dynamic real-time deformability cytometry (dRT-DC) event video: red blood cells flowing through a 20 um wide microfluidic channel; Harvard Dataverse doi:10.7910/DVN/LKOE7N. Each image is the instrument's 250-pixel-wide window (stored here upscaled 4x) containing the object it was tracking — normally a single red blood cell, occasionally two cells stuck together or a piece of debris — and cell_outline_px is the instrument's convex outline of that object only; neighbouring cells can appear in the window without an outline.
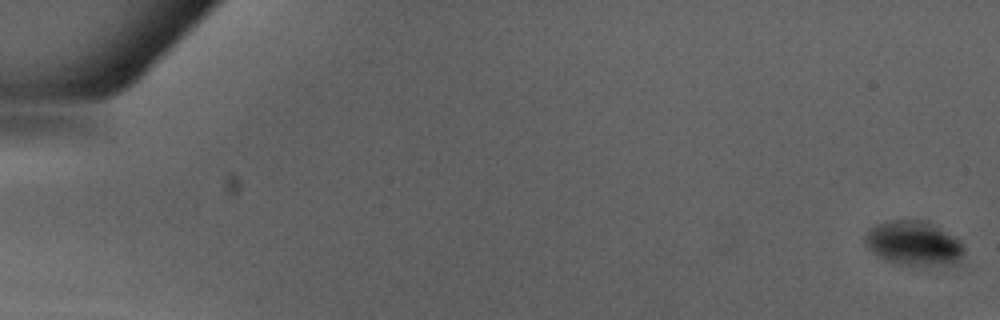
{"species": "Egyptian fruit bat (a non-hibernating species)", "species_latin": "Rousettus aegyptiacus", "temperature_condition": "warm", "stored_images_in_passage": 17, "camera_frame_rate_fps": 3000, "um_per_image_px": 0.085, "animal": {"sex": "male"}, "frame": {"image": 1, "passage_image": 1, "time_ms": 0.0, "image_size_px": [1000, 320], "cell_outline_px": [[964, 252], [952, 264], [900, 264], [888, 260], [880, 256], [868, 248], [864, 244], [864, 236], [868, 228], [876, 224], [888, 220], [928, 220], [956, 236], [964, 244]], "centroid_in_image_um": [77.65, 20.62], "position_along_channel_um": 7.3, "area_um2": 25.55}}
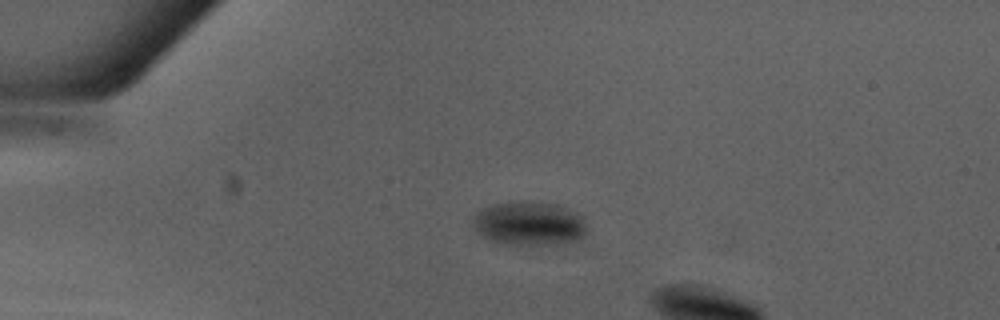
{"frame": {"image": 2, "passage_image": 13, "time_ms": 4.0, "image_size_px": [1000, 320], "cell_outline_px": [[588, 232], [584, 236], [576, 240], [556, 244], [504, 244], [492, 240], [480, 232], [476, 228], [472, 220], [476, 212], [492, 204], [524, 200], [532, 200], [556, 204], [568, 208], [584, 216], [588, 228]], "centroid_in_image_um": [45.06, 18.96], "position_along_channel_um": 39.9, "area_um2": 29.36}}